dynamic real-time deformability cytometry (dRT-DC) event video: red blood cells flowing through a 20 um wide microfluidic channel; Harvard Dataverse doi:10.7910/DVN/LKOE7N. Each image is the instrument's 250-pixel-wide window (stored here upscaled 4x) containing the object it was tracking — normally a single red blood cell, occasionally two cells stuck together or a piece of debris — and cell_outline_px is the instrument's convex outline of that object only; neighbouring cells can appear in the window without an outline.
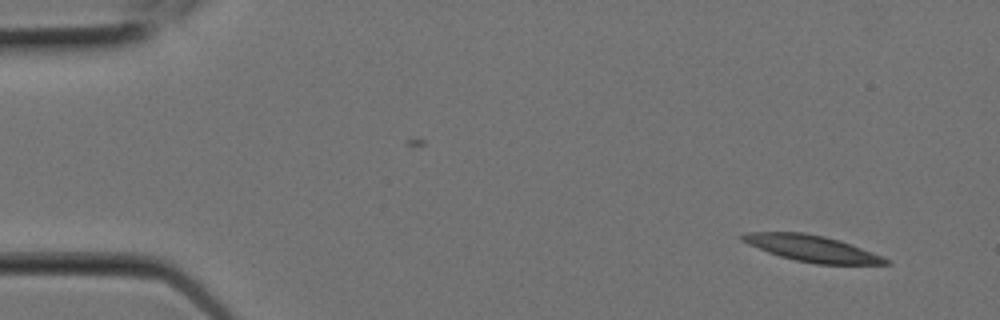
{"species": "Egyptian fruit bat (a non-hibernating species)", "species_latin": "Rousettus aegyptiacus", "temperature_condition": "room temperature", "stored_images_in_passage": 6, "camera_frame_rate_fps": 3000, "um_per_image_px": 0.085, "animal": {"sex": "female"}, "frame": {"image": 1, "passage_image": 1, "time_ms": 0.0, "image_size_px": [1000, 320], "cell_outline_px": [[892, 264], [816, 264], [796, 260], [780, 256], [768, 252], [748, 244], [740, 240], [740, 236], [748, 232], [804, 232], [824, 236], [840, 240], [892, 260]], "centroid_in_image_um": [69.03, 21.11], "position_along_channel_um": 16.0, "area_um2": 21.85}}
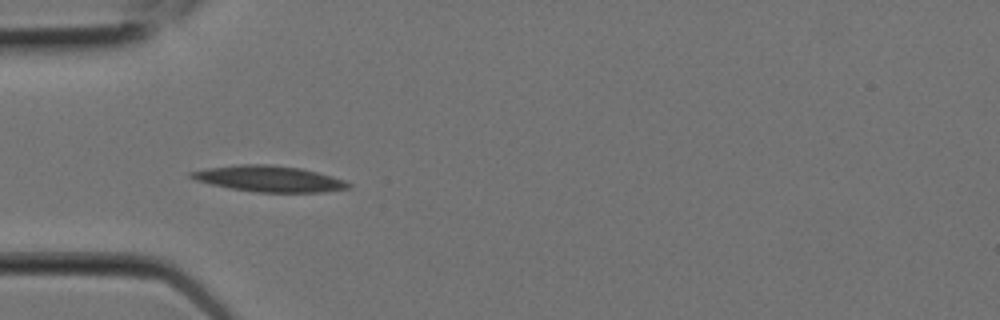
{"frame": {"image": 2, "passage_image": 5, "time_ms": 1.333, "image_size_px": [1000, 320], "cell_outline_px": [[352, 188], [324, 192], [256, 192], [232, 188], [212, 184], [196, 180], [188, 176], [188, 172], [208, 168], [240, 164], [272, 164], [300, 168], [332, 176], [344, 180], [352, 184]], "centroid_in_image_um": [22.91, 15.19], "position_along_channel_um": 62.1, "area_um2": 23.76}}
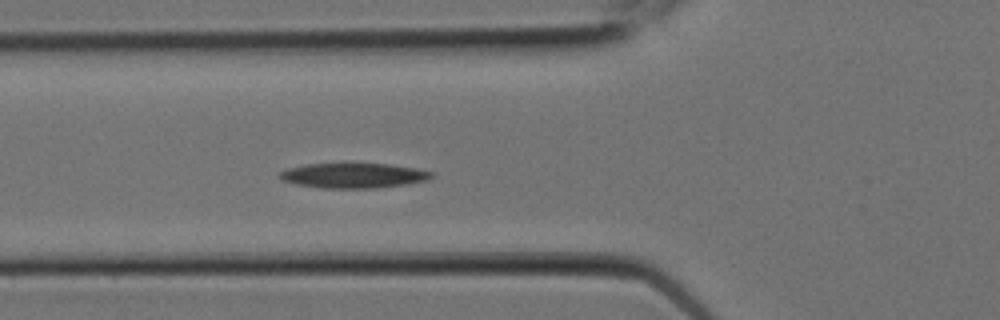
{"frame": {"image": 3, "passage_image": 6, "time_ms": 1.667, "image_size_px": [1000, 320], "cell_outline_px": [[432, 176], [428, 180], [404, 184], [376, 188], [324, 188], [296, 184], [280, 180], [276, 176], [280, 172], [288, 168], [308, 164], [344, 160], [392, 164], [416, 168], [432, 172]], "centroid_in_image_um": [29.99, 14.86], "position_along_channel_um": 95.8, "area_um2": 23.18}}